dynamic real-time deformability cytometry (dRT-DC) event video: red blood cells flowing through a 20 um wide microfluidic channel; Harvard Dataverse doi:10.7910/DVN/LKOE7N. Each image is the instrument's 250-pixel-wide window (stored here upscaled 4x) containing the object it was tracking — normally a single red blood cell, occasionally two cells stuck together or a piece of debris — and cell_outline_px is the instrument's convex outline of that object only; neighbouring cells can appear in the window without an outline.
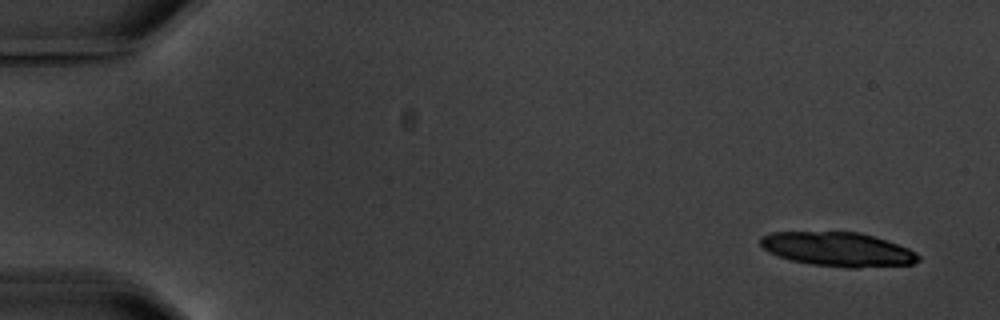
{"species": "common noctule bat (a hibernating species)", "species_latin": "Nyctalus noctula", "temperature_condition": "warm", "stored_images_in_passage": 6, "camera_frame_rate_fps": 3000, "um_per_image_px": 0.085, "animal": {"sex": "male", "body_mass_g": 20.1, "forearm_length_mm": 53.5}, "frame": {"image": 1, "passage_image": 1, "time_ms": 0.0, "image_size_px": [1000, 320], "cell_outline_px": [[920, 260], [912, 264], [856, 268], [848, 268], [812, 264], [792, 260], [768, 252], [760, 244], [760, 236], [772, 232], [860, 232], [888, 240], [908, 248], [916, 252], [920, 256]], "centroid_in_image_um": [71.25, 21.18], "position_along_channel_um": 13.8, "area_um2": 31.44}}